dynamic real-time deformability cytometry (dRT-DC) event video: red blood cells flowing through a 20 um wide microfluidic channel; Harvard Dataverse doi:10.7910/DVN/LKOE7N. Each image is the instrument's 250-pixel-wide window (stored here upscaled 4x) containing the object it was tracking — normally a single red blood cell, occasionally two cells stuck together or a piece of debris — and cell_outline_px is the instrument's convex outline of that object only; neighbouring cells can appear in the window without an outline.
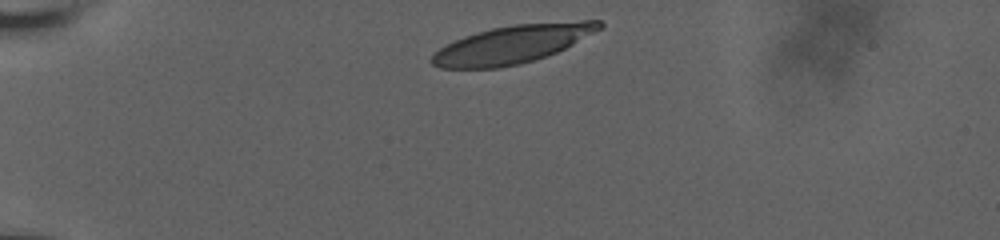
{"species": "human", "species_latin": "Homo sapiens", "temperature_condition": "room temperature", "stored_images_in_passage": 7, "camera_frame_rate_fps": 3000, "um_per_image_px": 0.085, "donor": {"sex": "male"}, "frame": {"image": 1, "passage_image": 1, "time_ms": 0.0, "image_size_px": [1000, 240], "cell_outline_px": [[604, 24], [600, 28], [572, 44], [556, 52], [520, 64], [496, 68], [440, 68], [432, 64], [428, 60], [444, 44], [464, 36], [476, 32], [492, 28], [512, 24], [580, 20], [600, 20]], "centroid_in_image_um": [43.5, 3.75], "position_along_channel_um": 41.5, "area_um2": 36.93}}
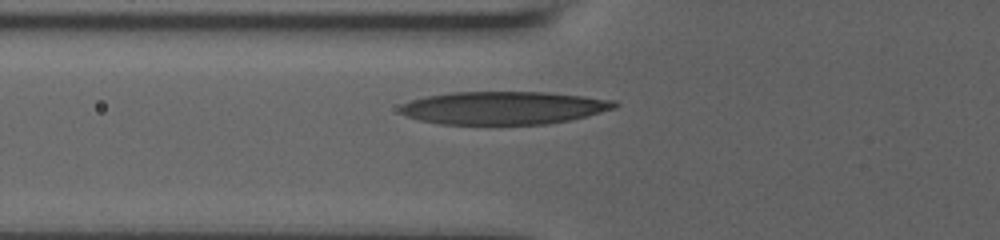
{"frame": {"image": 2, "passage_image": 6, "time_ms": 2.667, "image_size_px": [1000, 240], "cell_outline_px": [[620, 104], [616, 108], [568, 120], [548, 124], [440, 124], [420, 120], [408, 116], [400, 112], [400, 108], [404, 104], [412, 100], [428, 96], [452, 92], [548, 92], [584, 96], [616, 100]], "centroid_in_image_um": [42.86, 9.16], "position_along_channel_um": 82.9, "area_um2": 40.98}}